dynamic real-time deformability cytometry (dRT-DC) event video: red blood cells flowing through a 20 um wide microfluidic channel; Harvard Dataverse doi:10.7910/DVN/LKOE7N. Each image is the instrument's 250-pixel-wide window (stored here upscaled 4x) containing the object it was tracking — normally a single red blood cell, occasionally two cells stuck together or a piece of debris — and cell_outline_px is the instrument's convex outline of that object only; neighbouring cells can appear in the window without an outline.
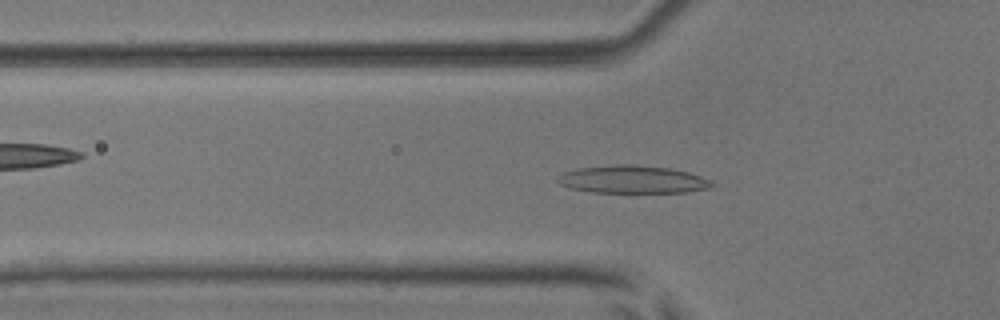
{"species": "common noctule bat (a hibernating species)", "species_latin": "Nyctalus noctula", "temperature_condition": "room temperature", "stored_images_in_passage": 52, "camera_frame_rate_fps": 3000, "um_per_image_px": 0.085, "animal": {"sex": "male", "body_mass_g": 17.9, "forearm_length_mm": 54.2}, "frame": {"image": 1, "passage_image": 17, "time_ms": 5.333, "image_size_px": [1000, 320], "cell_outline_px": [[716, 184], [712, 188], [688, 192], [592, 192], [572, 188], [560, 184], [556, 180], [564, 172], [580, 168], [616, 164], [632, 164], [668, 168], [688, 172], [712, 180]], "centroid_in_image_um": [53.84, 15.25], "position_along_channel_um": 72.0, "area_um2": 24.85}}
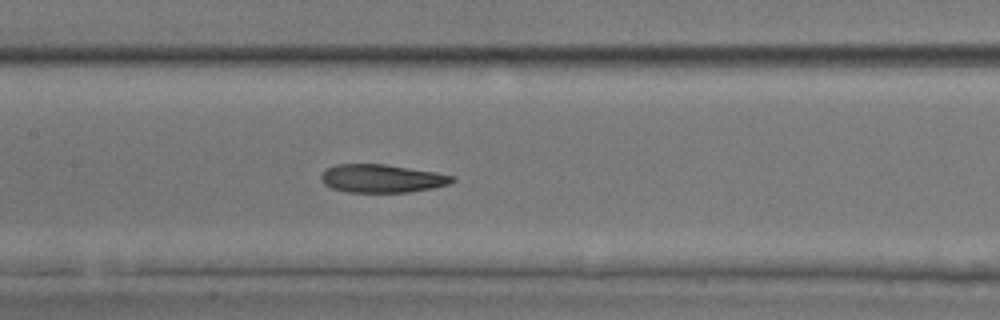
{"frame": {"image": 2, "passage_image": 25, "time_ms": 8.0, "image_size_px": [1000, 320], "cell_outline_px": [[456, 180], [448, 184], [432, 188], [408, 192], [348, 192], [332, 188], [324, 184], [320, 180], [320, 176], [328, 168], [336, 164], [384, 164], [436, 172], [452, 176]], "centroid_in_image_um": [32.44, 15.17], "position_along_channel_um": 175.0, "area_um2": 21.39}}
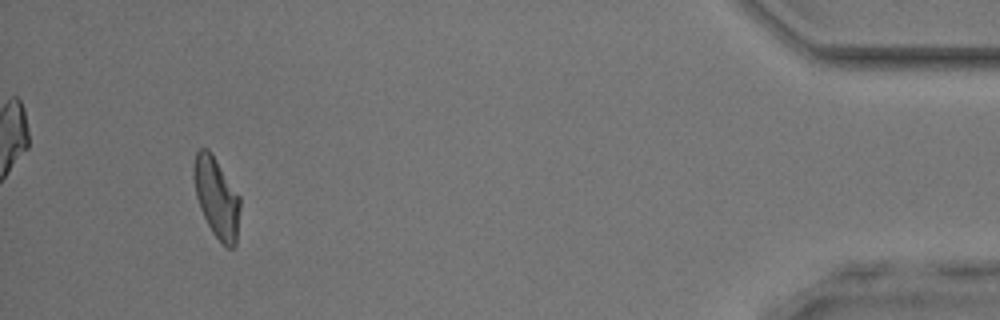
{"frame": {"image": 3, "passage_image": 49, "time_ms": 16.0, "image_size_px": [1000, 320], "cell_outline_px": [[240, 208], [236, 244], [232, 248], [228, 248], [212, 232], [200, 208], [196, 196], [192, 172], [192, 168], [196, 152], [200, 148], [208, 148], [240, 196]], "centroid_in_image_um": [18.4, 16.77], "position_along_channel_um": 416.8, "area_um2": 21.5}, "authors_computed_cell_mechanics": {"area_um2": 22.2819, "velocity_mm_per_s": 3.8599, "shape_relaxation_time_tau1_ms": null, "shape_relaxation_time_tau2_ms": 3.0279, "deformation_change_tau1": null, "deformation_change_tau2": 0.114}}